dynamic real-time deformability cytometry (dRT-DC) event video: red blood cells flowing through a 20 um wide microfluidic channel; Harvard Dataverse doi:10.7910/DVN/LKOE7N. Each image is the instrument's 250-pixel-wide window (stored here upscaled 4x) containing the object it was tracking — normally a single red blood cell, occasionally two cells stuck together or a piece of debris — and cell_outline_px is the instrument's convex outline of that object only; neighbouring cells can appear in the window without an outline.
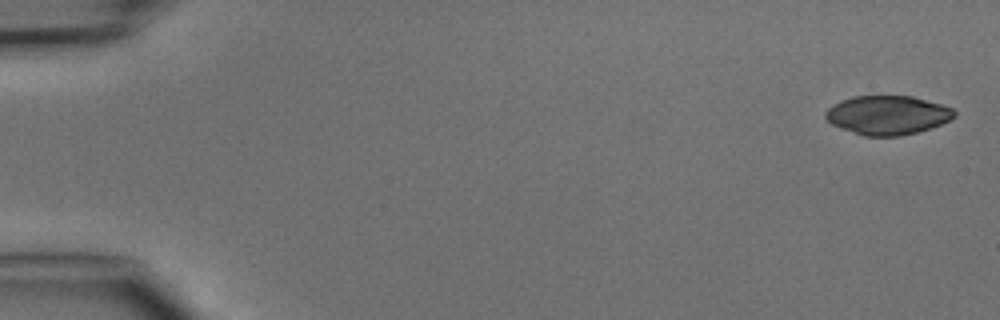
{"species": "common noctule bat (a hibernating species)", "species_latin": "Nyctalus noctula", "temperature_condition": "cold", "stored_images_in_passage": 4, "camera_frame_rate_fps": 3000, "um_per_image_px": 0.085, "animal": {"sex": "male", "body_mass_g": 15.6}, "frame": {"image": 1, "passage_image": 1, "time_ms": 0.0, "image_size_px": [1000, 320], "cell_outline_px": [[956, 116], [932, 128], [900, 136], [864, 136], [832, 124], [824, 116], [824, 112], [828, 108], [840, 100], [852, 96], [912, 96], [940, 104], [952, 108], [956, 112]], "centroid_in_image_um": [75.43, 9.78], "position_along_channel_um": 9.6, "area_um2": 29.13}}